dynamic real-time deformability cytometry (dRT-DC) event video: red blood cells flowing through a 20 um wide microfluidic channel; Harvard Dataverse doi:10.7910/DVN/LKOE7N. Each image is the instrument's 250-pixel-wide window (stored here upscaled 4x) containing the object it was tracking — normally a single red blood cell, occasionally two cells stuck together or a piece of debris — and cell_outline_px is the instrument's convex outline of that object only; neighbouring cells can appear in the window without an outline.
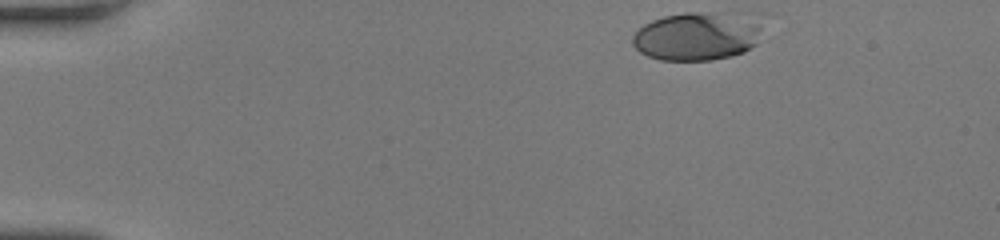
{"species": "human", "species_latin": "Homo sapiens", "temperature_condition": "room temperature", "stored_images_in_passage": 41, "camera_frame_rate_fps": 3000, "um_per_image_px": 0.085, "donor": {"sex": "female"}, "frame": {"image": 1, "passage_image": 1, "time_ms": 0.0, "image_size_px": [1000, 240], "cell_outline_px": [[768, 12], [756, 44], [744, 52], [732, 56], [712, 60], [660, 60], [648, 56], [640, 52], [632, 44], [632, 36], [644, 24], [652, 20], [664, 16], [684, 12]], "centroid_in_image_um": [59.45, 3.0], "position_along_channel_um": 25.6, "area_um2": 38.38}}
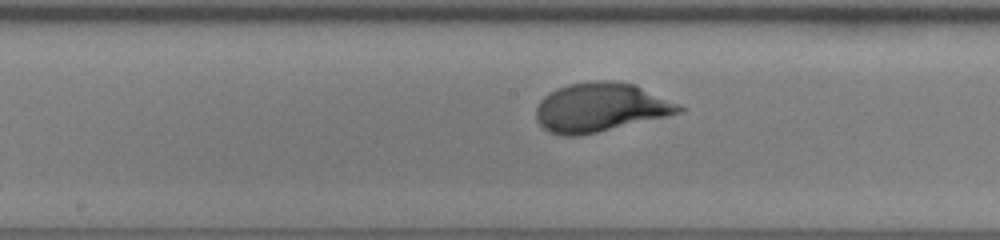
{"frame": {"image": 2, "passage_image": 23, "time_ms": 7.333, "image_size_px": [1000, 240], "cell_outline_px": [[684, 108], [680, 112], [668, 116], [580, 136], [560, 136], [548, 132], [536, 120], [536, 108], [540, 100], [544, 96], [556, 88], [568, 84], [592, 80], [612, 80], [636, 84], [680, 104]], "centroid_in_image_um": [51.02, 9.12], "position_along_channel_um": 197.2, "area_um2": 41.15}}
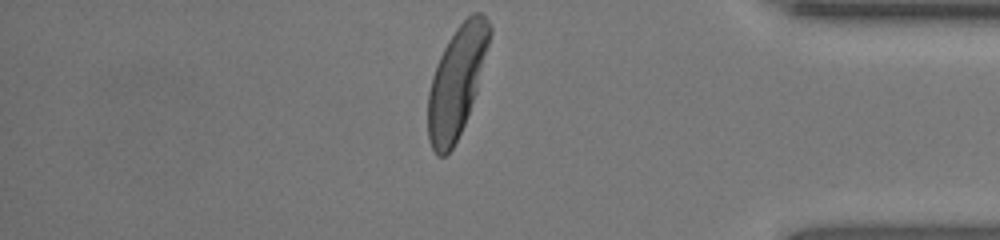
{"frame": {"image": 3, "passage_image": 41, "time_ms": 13.333, "image_size_px": [1000, 240], "cell_outline_px": [[492, 32], [476, 92], [464, 124], [452, 148], [444, 156], [436, 156], [432, 148], [428, 136], [428, 92], [432, 76], [440, 56], [448, 40], [456, 28], [472, 12], [480, 12], [488, 20], [492, 28]], "centroid_in_image_um": [38.82, 6.92], "position_along_channel_um": 396.4, "area_um2": 39.02}, "authors_computed_cell_mechanics": {"area_um2": 38.9572, "velocity_mm_per_s": 3.7108, "shape_relaxation_time_tau1_ms": 2.4834, "shape_relaxation_time_tau2_ms": null, "deformation_change_tau1": 0.1785, "deformation_change_tau2": null}}